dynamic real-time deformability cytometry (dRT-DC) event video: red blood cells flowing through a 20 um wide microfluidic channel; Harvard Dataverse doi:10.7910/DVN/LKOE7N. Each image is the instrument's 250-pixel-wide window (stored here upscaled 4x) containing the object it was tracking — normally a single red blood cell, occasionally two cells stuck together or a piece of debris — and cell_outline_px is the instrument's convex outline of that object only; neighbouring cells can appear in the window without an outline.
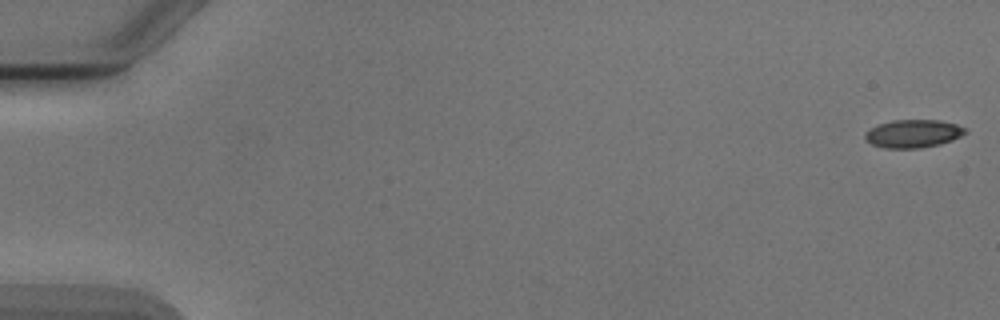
{"species": "Egyptian fruit bat (a non-hibernating species)", "species_latin": "Rousettus aegyptiacus", "temperature_condition": "cold", "stored_images_in_passage": 5, "camera_frame_rate_fps": 3000, "um_per_image_px": 0.085, "animal": {"sex": "male"}, "frame": {"image": 1, "passage_image": 1, "time_ms": 0.0, "image_size_px": [1000, 320], "cell_outline_px": [[968, 132], [952, 140], [940, 144], [920, 148], [884, 148], [872, 144], [864, 140], [864, 132], [880, 124], [892, 120], [940, 120], [956, 124], [968, 128]], "centroid_in_image_um": [77.63, 11.36], "position_along_channel_um": 7.4, "area_um2": 16.47}}